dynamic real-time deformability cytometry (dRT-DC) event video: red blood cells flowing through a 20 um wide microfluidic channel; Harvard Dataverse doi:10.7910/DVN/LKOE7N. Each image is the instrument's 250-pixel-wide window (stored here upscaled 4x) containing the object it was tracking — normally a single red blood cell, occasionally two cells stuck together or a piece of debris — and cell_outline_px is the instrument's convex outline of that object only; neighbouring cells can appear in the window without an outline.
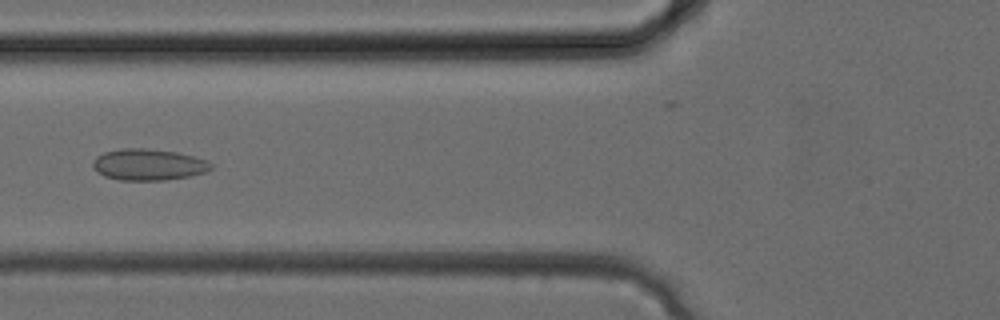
{"species": "common noctule bat (a hibernating species)", "species_latin": "Nyctalus noctula", "temperature_condition": "cold", "stored_images_in_passage": 33, "camera_frame_rate_fps": 3000, "um_per_image_px": 0.085, "animal": {"sex": "female", "body_mass_g": 24.6, "forearm_length_mm": 56.2}, "frame": {"image": 1, "passage_image": 13, "time_ms": 4.0, "image_size_px": [1000, 320], "cell_outline_px": [[212, 168], [204, 172], [192, 176], [164, 180], [120, 180], [104, 176], [96, 172], [92, 168], [92, 160], [96, 156], [104, 152], [120, 148], [148, 148], [176, 152], [208, 160], [212, 164]], "centroid_in_image_um": [12.58, 13.99], "position_along_channel_um": 113.2, "area_um2": 21.85}}
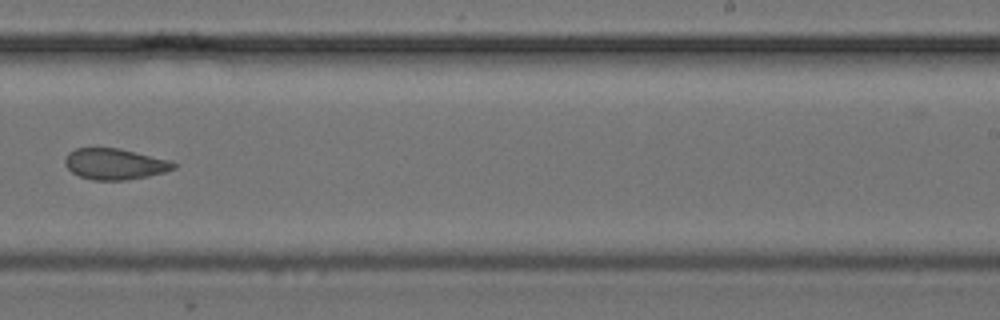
{"frame": {"image": 2, "passage_image": 21, "time_ms": 6.667, "image_size_px": [1000, 320], "cell_outline_px": [[180, 164], [176, 168], [164, 172], [148, 176], [128, 180], [92, 180], [80, 176], [72, 172], [64, 164], [64, 160], [68, 152], [76, 148], [120, 148], [168, 160]], "centroid_in_image_um": [9.76, 13.94], "position_along_channel_um": 279.2, "area_um2": 19.71}}
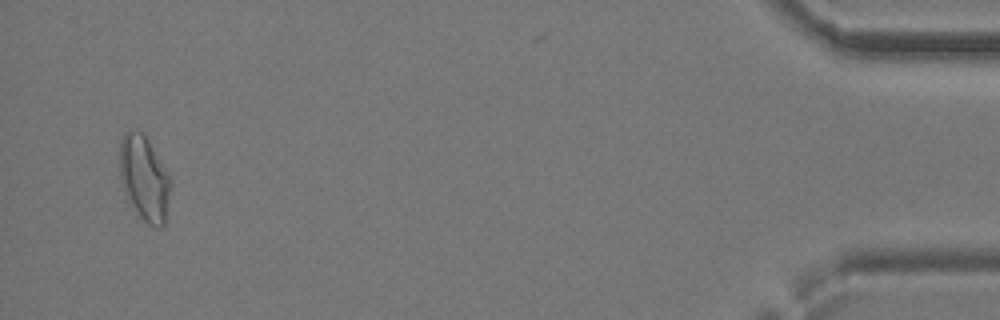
{"frame": {"image": 3, "passage_image": 32, "time_ms": 10.333, "image_size_px": [1000, 320], "cell_outline_px": [[172, 184], [164, 224], [160, 228], [156, 228], [148, 224], [140, 216], [132, 204], [120, 184], [120, 140], [124, 132], [140, 132], [148, 140], [168, 172], [172, 180]], "centroid_in_image_um": [12.28, 15.17], "position_along_channel_um": 422.9, "area_um2": 24.97}}